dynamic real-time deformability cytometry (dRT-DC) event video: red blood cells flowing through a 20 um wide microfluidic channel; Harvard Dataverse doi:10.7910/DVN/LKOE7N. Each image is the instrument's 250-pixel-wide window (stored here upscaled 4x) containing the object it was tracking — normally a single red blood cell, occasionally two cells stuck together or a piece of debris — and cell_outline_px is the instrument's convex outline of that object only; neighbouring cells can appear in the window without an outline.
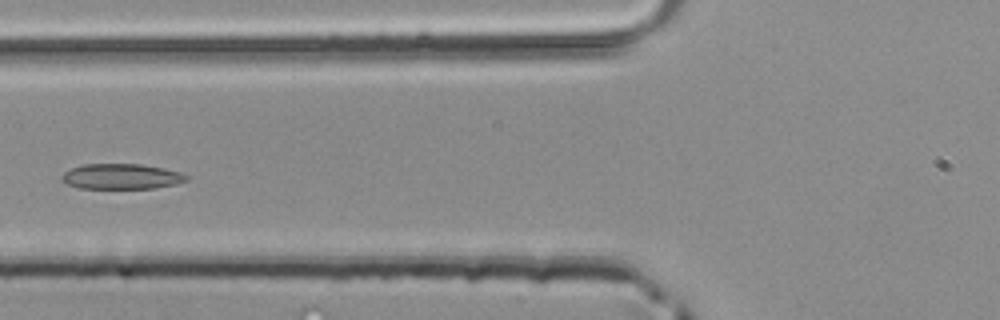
{"species": "common noctule bat (a hibernating species)", "species_latin": "Nyctalus noctula", "temperature_condition": "room temperature", "stored_images_in_passage": 4, "camera_frame_rate_fps": 3000, "um_per_image_px": 0.085, "animal": {"sex": "male", "body_mass_g": 20.4}, "frame": {"image": 1, "passage_image": 4, "time_ms": 1.0, "image_size_px": [1000, 320], "cell_outline_px": [[188, 180], [176, 184], [152, 188], [80, 188], [68, 184], [64, 180], [64, 172], [80, 164], [140, 164], [164, 168], [180, 172], [188, 176]], "centroid_in_image_um": [10.36, 14.99], "position_along_channel_um": 115.4, "area_um2": 18.21}}